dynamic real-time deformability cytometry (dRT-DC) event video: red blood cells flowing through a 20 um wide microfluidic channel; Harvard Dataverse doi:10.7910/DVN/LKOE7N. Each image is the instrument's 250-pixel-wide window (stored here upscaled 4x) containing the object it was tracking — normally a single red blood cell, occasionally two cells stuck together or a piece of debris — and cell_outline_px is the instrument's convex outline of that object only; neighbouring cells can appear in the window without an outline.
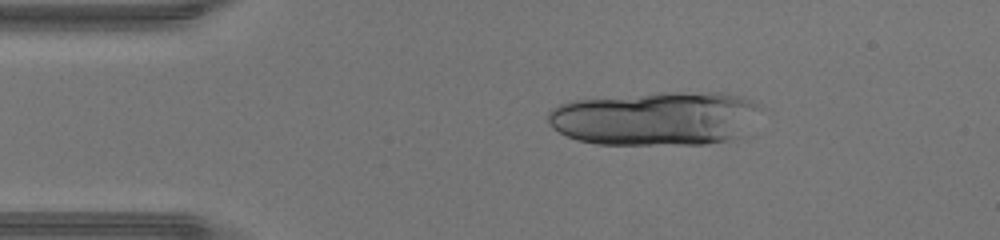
{"species": "human", "species_latin": "Homo sapiens", "temperature_condition": "warm", "stored_images_in_passage": 16, "camera_frame_rate_fps": 3000, "um_per_image_px": 0.085, "donor": {"sex": "male"}, "frame": {"image": 1, "passage_image": 8, "time_ms": 2.333, "image_size_px": [1000, 240], "cell_outline_px": [[764, 108], [732, 140], [704, 144], [596, 144], [576, 140], [552, 128], [548, 124], [548, 112], [552, 108], [560, 104], [572, 100], [660, 92], [724, 92], [740, 96], [752, 100], [760, 104]], "centroid_in_image_um": [55.7, 10.05], "position_along_channel_um": 29.3, "area_um2": 67.11}}